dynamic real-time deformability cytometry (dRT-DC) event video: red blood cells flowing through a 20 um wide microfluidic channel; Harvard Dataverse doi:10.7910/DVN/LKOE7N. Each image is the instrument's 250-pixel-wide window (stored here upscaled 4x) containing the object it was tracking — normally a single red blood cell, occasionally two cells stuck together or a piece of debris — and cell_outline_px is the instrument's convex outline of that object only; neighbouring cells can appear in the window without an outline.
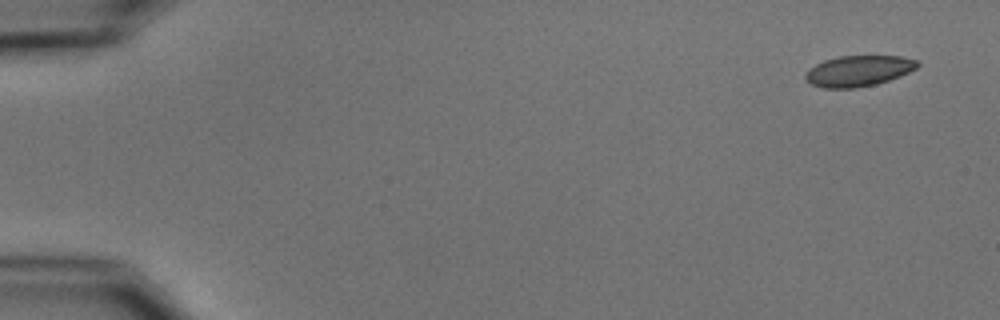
{"species": "common noctule bat (a hibernating species)", "species_latin": "Nyctalus noctula", "temperature_condition": "cold", "stored_images_in_passage": 6, "camera_frame_rate_fps": 3000, "um_per_image_px": 0.085, "animal": {"sex": "male", "body_mass_g": 15.6}, "frame": {"image": 1, "passage_image": 1, "time_ms": 0.0, "image_size_px": [1000, 320], "cell_outline_px": [[920, 64], [916, 68], [900, 76], [876, 84], [856, 88], [824, 88], [812, 84], [804, 76], [808, 68], [824, 60], [836, 56], [900, 56], [916, 60]], "centroid_in_image_um": [72.95, 6.02], "position_along_channel_um": 12.0, "area_um2": 20.06}}
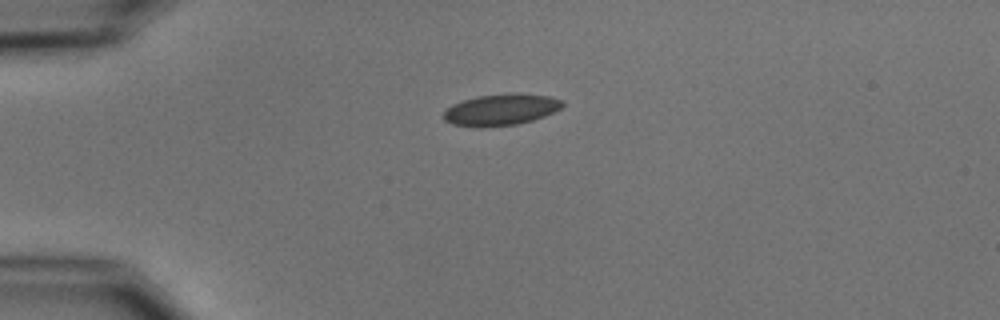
{"frame": {"image": 2, "passage_image": 4, "time_ms": 3.667, "image_size_px": [1000, 320], "cell_outline_px": [[564, 104], [560, 108], [544, 116], [532, 120], [516, 124], [480, 128], [452, 124], [444, 120], [444, 112], [452, 104], [476, 96], [508, 92], [516, 92], [548, 96], [564, 100]], "centroid_in_image_um": [42.58, 9.31], "position_along_channel_um": 42.4, "area_um2": 21.96}}